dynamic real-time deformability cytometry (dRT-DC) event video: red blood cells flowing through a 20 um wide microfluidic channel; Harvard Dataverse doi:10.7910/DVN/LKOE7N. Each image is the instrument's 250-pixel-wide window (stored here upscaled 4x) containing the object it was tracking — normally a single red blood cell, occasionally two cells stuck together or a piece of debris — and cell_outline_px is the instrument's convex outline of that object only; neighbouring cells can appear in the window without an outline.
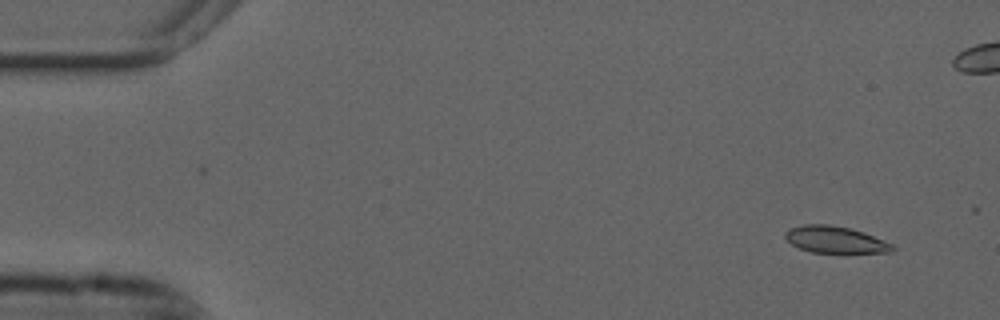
{"species": "common noctule bat (a hibernating species)", "species_latin": "Nyctalus noctula", "temperature_condition": "cold", "stored_images_in_passage": 13, "camera_frame_rate_fps": 3000, "um_per_image_px": 0.085, "animal": {"sex": "male", "forearm_length_mm": 52.5}, "frame": {"image": 1, "passage_image": 3, "time_ms": 0.667, "image_size_px": [1000, 320], "cell_outline_px": [[896, 248], [892, 252], [844, 256], [812, 252], [800, 248], [792, 244], [784, 236], [784, 232], [788, 228], [804, 224], [828, 224], [852, 228], [864, 232], [884, 240], [892, 244]], "centroid_in_image_um": [71.06, 20.43], "position_along_channel_um": 13.9, "area_um2": 17.86}}